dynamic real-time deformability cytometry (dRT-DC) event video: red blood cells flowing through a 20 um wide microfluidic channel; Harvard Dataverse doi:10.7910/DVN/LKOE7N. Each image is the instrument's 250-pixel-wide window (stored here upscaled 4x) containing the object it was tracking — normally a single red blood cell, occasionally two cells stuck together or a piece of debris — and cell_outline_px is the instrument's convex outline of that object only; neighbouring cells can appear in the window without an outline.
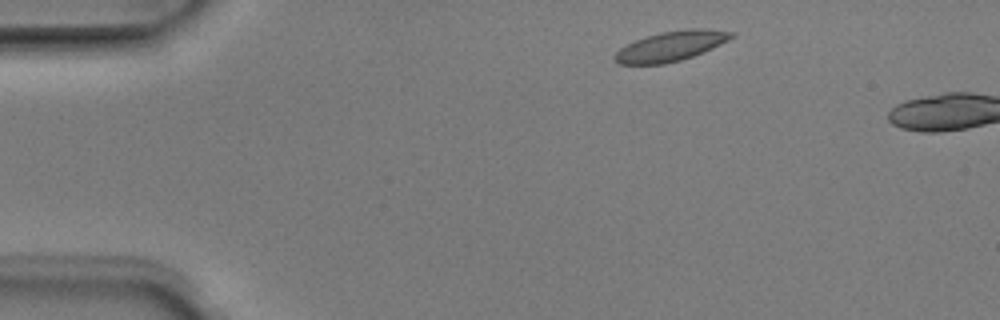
{"species": "Egyptian fruit bat (a non-hibernating species)", "species_latin": "Rousettus aegyptiacus", "temperature_condition": "room temperature", "stored_images_in_passage": 2, "camera_frame_rate_fps": 3000, "um_per_image_px": 0.085, "animal": {"sex": "male"}, "frame": {"image": 1, "passage_image": 1, "time_ms": 0.0, "image_size_px": [1000, 320], "cell_outline_px": [[736, 36], [704, 52], [680, 60], [664, 64], [620, 64], [612, 60], [612, 56], [620, 48], [636, 40], [660, 32], [688, 28], [708, 28], [736, 32]], "centroid_in_image_um": [57.05, 3.91], "position_along_channel_um": 27.9, "area_um2": 20.46}}